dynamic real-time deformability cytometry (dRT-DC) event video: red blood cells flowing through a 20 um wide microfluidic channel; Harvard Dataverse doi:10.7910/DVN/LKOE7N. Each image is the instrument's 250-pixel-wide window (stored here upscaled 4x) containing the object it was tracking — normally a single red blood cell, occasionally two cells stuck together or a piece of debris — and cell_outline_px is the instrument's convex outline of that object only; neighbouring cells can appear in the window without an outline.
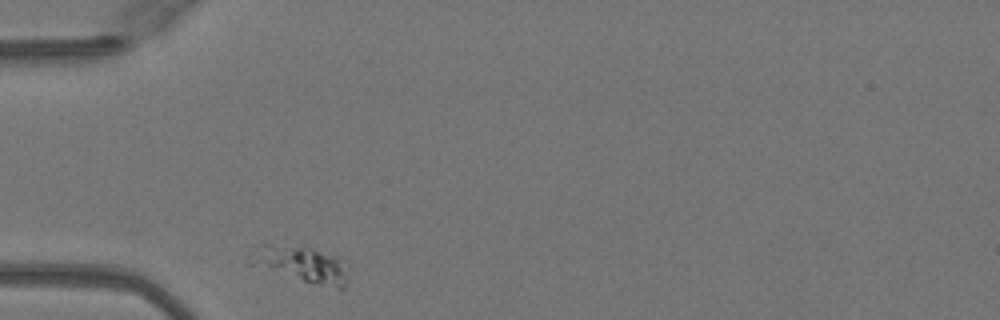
{"species": "Egyptian fruit bat (a non-hibernating species)", "species_latin": "Rousettus aegyptiacus", "temperature_condition": "warm", "stored_images_in_passage": 5, "camera_frame_rate_fps": 3000, "um_per_image_px": 0.085, "animal": {"sex": "female"}, "frame": {"image": 1, "passage_image": 1, "time_ms": 0.0, "image_size_px": [1000, 320], "cell_outline_px": [[348, 276], [344, 288], [340, 288], [320, 284], [304, 280], [272, 268], [264, 264], [276, 252], [304, 244], [348, 260]], "centroid_in_image_um": [26.47, 22.57], "position_along_channel_um": 58.5, "area_um2": 16.47}}